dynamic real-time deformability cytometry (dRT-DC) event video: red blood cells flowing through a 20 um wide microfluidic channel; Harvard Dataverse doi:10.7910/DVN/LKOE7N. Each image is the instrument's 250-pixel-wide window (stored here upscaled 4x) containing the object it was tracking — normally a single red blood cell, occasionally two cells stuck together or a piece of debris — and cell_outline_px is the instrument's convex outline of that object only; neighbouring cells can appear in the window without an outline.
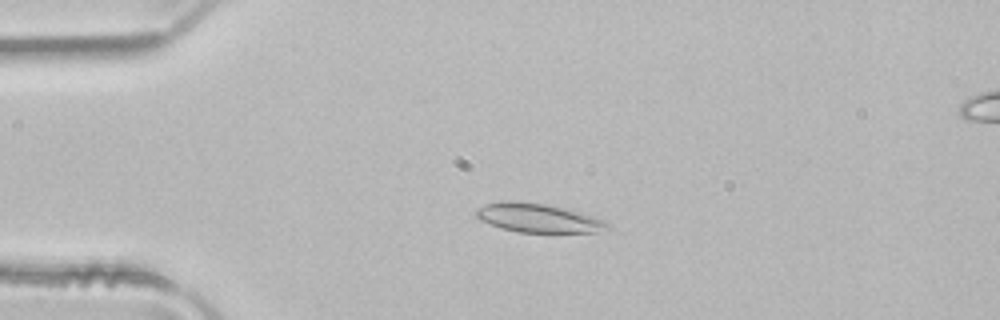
{"species": "common noctule bat (a hibernating species)", "species_latin": "Nyctalus noctula", "temperature_condition": "room temperature", "stored_images_in_passage": 50, "camera_frame_rate_fps": 3000, "um_per_image_px": 0.085, "animal": {"sex": "male", "body_mass_g": 21.5, "forearm_length_mm": 52.0}, "frame": {"image": 1, "passage_image": 11, "time_ms": 3.333, "image_size_px": [1000, 320], "cell_outline_px": [[612, 228], [596, 232], [516, 232], [500, 228], [480, 220], [476, 216], [476, 208], [484, 204], [500, 200], [516, 200], [544, 204], [564, 208], [580, 212], [604, 220]], "centroid_in_image_um": [45.69, 18.52], "position_along_channel_um": 39.3, "area_um2": 22.25}}
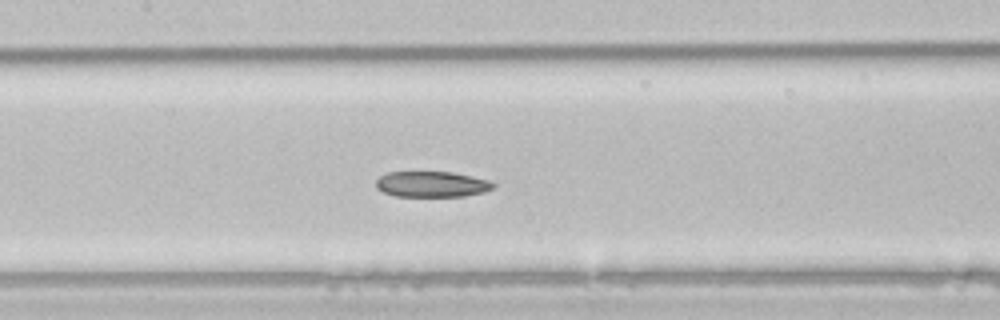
{"frame": {"image": 2, "passage_image": 23, "time_ms": 7.333, "image_size_px": [1000, 320], "cell_outline_px": [[496, 188], [484, 192], [464, 196], [396, 196], [384, 192], [376, 188], [376, 180], [380, 176], [388, 172], [452, 172], [472, 176], [488, 180], [496, 184]], "centroid_in_image_um": [36.73, 15.66], "position_along_channel_um": 170.7, "area_um2": 17.63}}
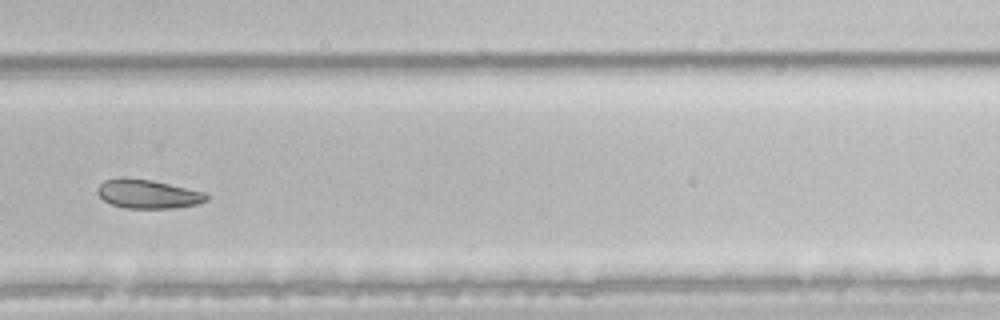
{"frame": {"image": 3, "passage_image": 34, "time_ms": 11.0, "image_size_px": [1000, 320], "cell_outline_px": [[208, 200], [196, 204], [176, 208], [124, 208], [112, 204], [104, 200], [96, 192], [96, 188], [104, 180], [116, 176], [124, 176], [152, 180], [204, 192], [208, 196]], "centroid_in_image_um": [12.51, 16.47], "position_along_channel_um": 317.3, "area_um2": 18.55}}